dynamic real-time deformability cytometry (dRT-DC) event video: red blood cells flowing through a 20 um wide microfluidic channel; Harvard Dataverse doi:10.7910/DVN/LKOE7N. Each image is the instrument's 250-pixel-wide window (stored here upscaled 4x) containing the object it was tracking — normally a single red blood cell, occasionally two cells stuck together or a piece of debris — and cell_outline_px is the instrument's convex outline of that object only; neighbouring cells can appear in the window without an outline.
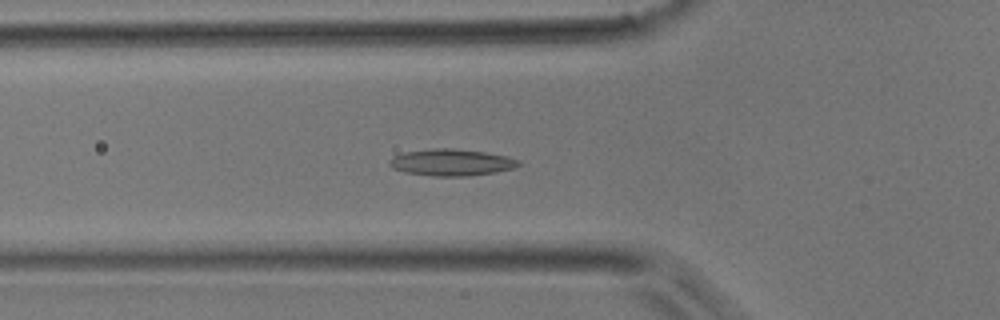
{"species": "common noctule bat (a hibernating species)", "species_latin": "Nyctalus noctula", "temperature_condition": "room temperature", "stored_images_in_passage": 36, "camera_frame_rate_fps": 3000, "um_per_image_px": 0.085, "animal": {"sex": "male", "body_mass_g": 17.9}, "frame": {"image": 1, "passage_image": 16, "time_ms": 5.0, "image_size_px": [1000, 320], "cell_outline_px": [[520, 164], [512, 168], [496, 172], [468, 176], [432, 176], [404, 172], [392, 168], [388, 164], [388, 160], [392, 156], [404, 152], [432, 148], [452, 148], [484, 152], [508, 156], [520, 160]], "centroid_in_image_um": [38.33, 13.8], "position_along_channel_um": 87.5, "area_um2": 20.23}}
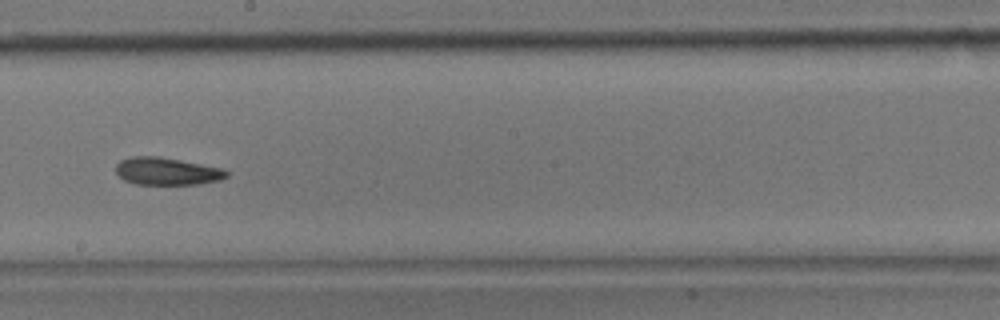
{"frame": {"image": 2, "passage_image": 26, "time_ms": 8.333, "image_size_px": [1000, 320], "cell_outline_px": [[228, 176], [220, 180], [200, 184], [136, 184], [124, 180], [116, 172], [116, 164], [120, 160], [132, 156], [156, 156], [224, 168], [228, 172]], "centroid_in_image_um": [14.19, 14.56], "position_along_channel_um": 234.0, "area_um2": 17.69}}
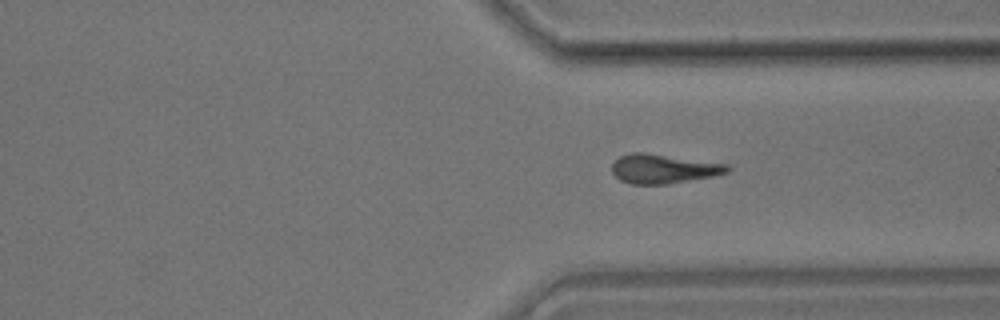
{"frame": {"image": 3, "passage_image": 36, "time_ms": 11.667, "image_size_px": [1000, 320], "cell_outline_px": [[732, 168], [728, 172], [712, 176], [664, 184], [632, 184], [620, 180], [612, 172], [612, 164], [620, 156], [632, 152], [644, 152], [728, 164]], "centroid_in_image_um": [56.38, 14.33], "position_along_channel_um": 355.0, "area_um2": 19.48}}